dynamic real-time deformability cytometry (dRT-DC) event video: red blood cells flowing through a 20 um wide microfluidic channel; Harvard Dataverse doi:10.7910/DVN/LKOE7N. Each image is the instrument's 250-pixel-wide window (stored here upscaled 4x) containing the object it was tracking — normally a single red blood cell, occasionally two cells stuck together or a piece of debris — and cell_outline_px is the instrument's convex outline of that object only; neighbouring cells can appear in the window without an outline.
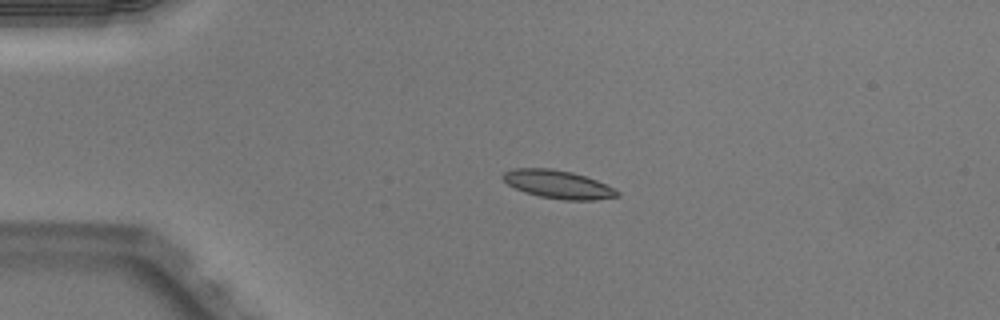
{"species": "Egyptian fruit bat (a non-hibernating species)", "species_latin": "Rousettus aegyptiacus", "temperature_condition": "warm", "stored_images_in_passage": 40, "camera_frame_rate_fps": 3000, "um_per_image_px": 0.085, "animal": {"sex": "male"}, "frame": {"image": 1, "passage_image": 1, "time_ms": 0.0, "image_size_px": [1000, 320], "cell_outline_px": [[620, 196], [592, 200], [564, 200], [540, 196], [524, 192], [508, 184], [500, 176], [504, 172], [512, 168], [552, 168], [572, 172], [596, 180], [620, 192]], "centroid_in_image_um": [47.4, 15.66], "position_along_channel_um": 37.6, "area_um2": 18.67}}
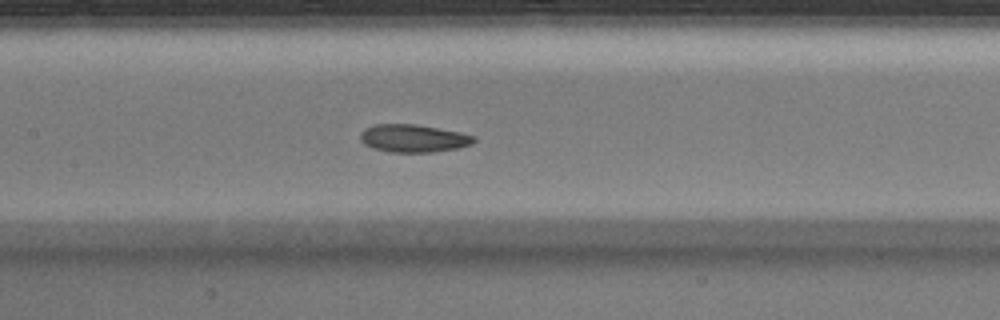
{"frame": {"image": 2, "passage_image": 14, "time_ms": 4.333, "image_size_px": [1000, 320], "cell_outline_px": [[476, 140], [472, 144], [456, 148], [432, 152], [388, 152], [372, 148], [364, 144], [360, 140], [360, 132], [364, 128], [372, 124], [416, 124], [460, 132], [476, 136]], "centroid_in_image_um": [35.1, 11.75], "position_along_channel_um": 172.3, "area_um2": 18.55}}
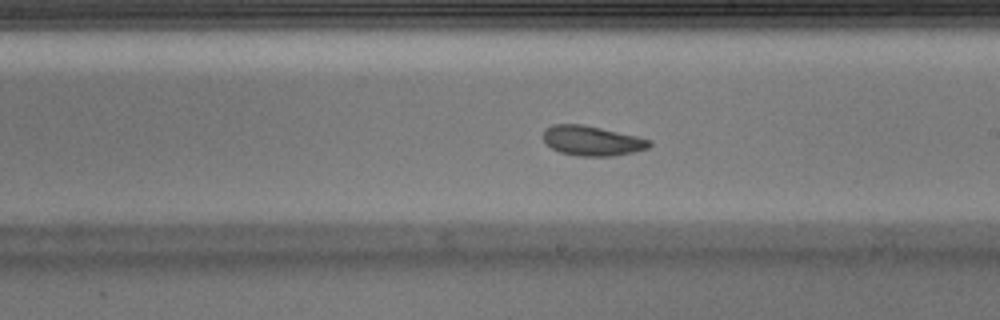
{"frame": {"image": 3, "passage_image": 19, "time_ms": 6.0, "image_size_px": [1000, 320], "cell_outline_px": [[652, 144], [648, 148], [632, 152], [612, 156], [576, 156], [560, 152], [552, 148], [544, 140], [544, 128], [552, 124], [580, 124], [600, 128], [636, 136], [652, 140]], "centroid_in_image_um": [50.31, 11.96], "position_along_channel_um": 238.7, "area_um2": 18.32}, "authors_computed_cell_mechanics": {"area_um2": 18.785, "velocity_mm_per_s": 3.9989, "shape_relaxation_time_tau1_ms": 4.1103, "shape_relaxation_time_tau2_ms": 4.3549, "deformation_change_tau1": 0.1008, "deformation_change_tau2": 0.1253}}